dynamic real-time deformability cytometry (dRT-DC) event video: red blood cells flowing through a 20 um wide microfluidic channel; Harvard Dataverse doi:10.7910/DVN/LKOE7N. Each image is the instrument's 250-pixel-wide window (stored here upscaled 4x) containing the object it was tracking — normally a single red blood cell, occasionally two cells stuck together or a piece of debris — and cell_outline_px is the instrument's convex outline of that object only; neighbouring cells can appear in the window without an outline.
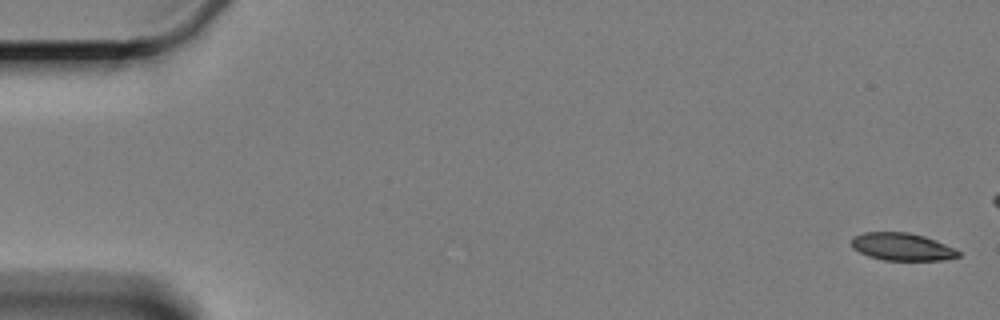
{"species": "Egyptian fruit bat (a non-hibernating species)", "species_latin": "Rousettus aegyptiacus", "temperature_condition": "cold", "stored_images_in_passage": 7, "camera_frame_rate_fps": 3000, "um_per_image_px": 0.085, "animal": {"sex": "female"}, "frame": {"image": 1, "passage_image": 1, "time_ms": 0.0, "image_size_px": [1000, 320], "cell_outline_px": [[960, 256], [940, 260], [884, 260], [868, 256], [852, 248], [852, 236], [864, 232], [908, 232], [924, 236], [936, 240], [960, 252]], "centroid_in_image_um": [76.63, 20.97], "position_along_channel_um": 8.4, "area_um2": 17.05}}
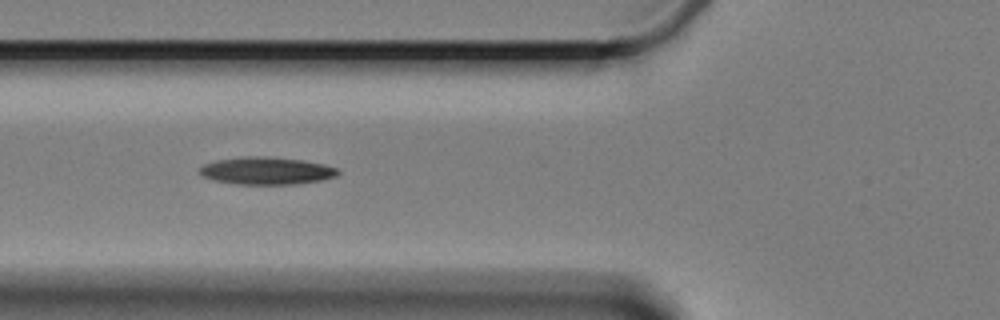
{"frame": {"image": 2, "passage_image": 6, "time_ms": 9.333, "image_size_px": [1000, 320], "cell_outline_px": [[340, 172], [336, 176], [320, 180], [296, 184], [236, 184], [216, 180], [204, 176], [200, 172], [200, 168], [204, 164], [216, 160], [244, 156], [264, 156], [304, 160], [324, 164], [336, 168]], "centroid_in_image_um": [22.67, 14.51], "position_along_channel_um": 103.1, "area_um2": 21.96}}
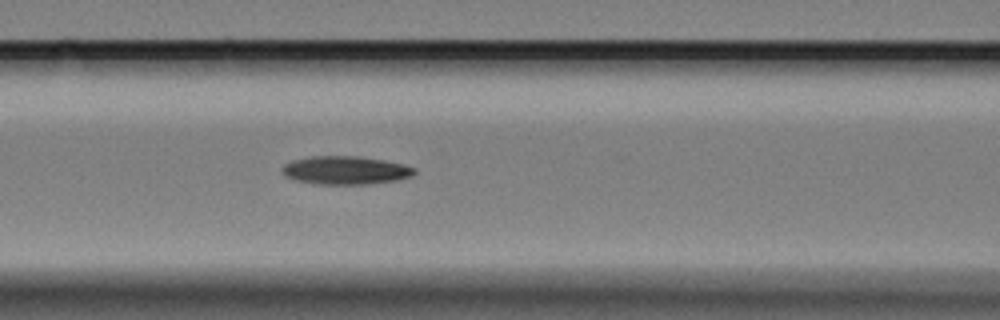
{"frame": {"image": 3, "passage_image": 7, "time_ms": 10.333, "image_size_px": [1000, 320], "cell_outline_px": [[416, 172], [412, 176], [396, 180], [368, 184], [316, 184], [296, 180], [284, 176], [280, 172], [280, 168], [284, 164], [292, 160], [308, 156], [360, 156], [384, 160], [404, 164], [416, 168]], "centroid_in_image_um": [29.33, 14.46], "position_along_channel_um": 137.3, "area_um2": 22.08}}